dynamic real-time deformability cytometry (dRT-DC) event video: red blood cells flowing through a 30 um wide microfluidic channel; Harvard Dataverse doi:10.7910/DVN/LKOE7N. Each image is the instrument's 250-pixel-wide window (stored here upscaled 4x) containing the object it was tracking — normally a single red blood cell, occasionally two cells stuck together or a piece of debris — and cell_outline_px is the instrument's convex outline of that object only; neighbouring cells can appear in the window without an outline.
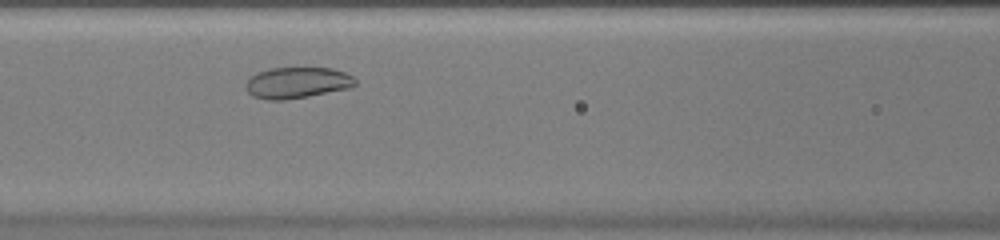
{"species": "common noctule bat (a hibernating species)", "species_latin": "Nyctalus noctula", "temperature_condition": "warm", "stored_images_in_passage": 27, "camera_frame_rate_fps": 3000, "um_per_image_px": 0.085, "animal": {"sex": "female", "body_mass_g": 20.0, "forearm_length_mm": 54.0}, "frame": {"image": 1, "passage_image": 8, "time_ms": 2.333, "image_size_px": [1000, 240], "cell_outline_px": [[356, 84], [352, 88], [308, 96], [284, 100], [268, 100], [252, 96], [244, 88], [244, 84], [256, 72], [272, 68], [332, 68], [344, 72], [352, 76], [356, 80]], "centroid_in_image_um": [25.25, 7.04], "position_along_channel_um": 141.4, "area_um2": 20.0}}
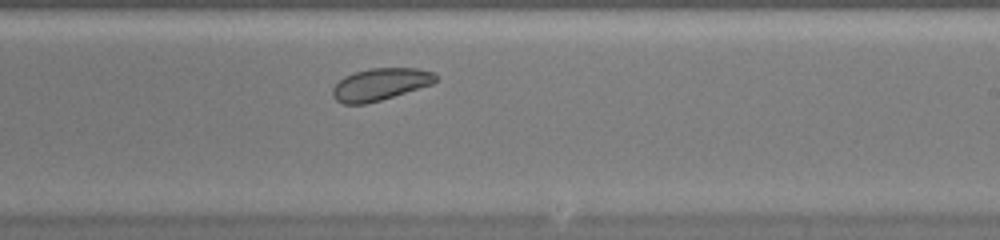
{"frame": {"image": 2, "passage_image": 16, "time_ms": 5.0, "image_size_px": [1000, 240], "cell_outline_px": [[440, 76], [432, 84], [380, 100], [364, 104], [344, 104], [336, 100], [332, 96], [332, 88], [344, 76], [368, 68], [416, 68], [432, 72]], "centroid_in_image_um": [32.31, 7.16], "position_along_channel_um": 256.7, "area_um2": 19.19}}
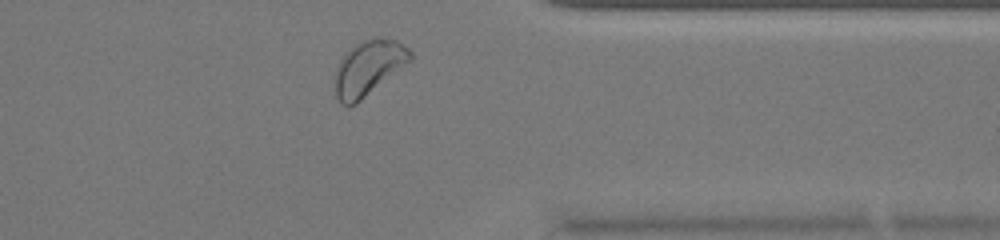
{"frame": {"image": 3, "passage_image": 25, "time_ms": 8.0, "image_size_px": [1000, 240], "cell_outline_px": [[412, 60], [356, 104], [340, 104], [336, 96], [336, 68], [340, 60], [360, 40], [376, 36], [396, 40], [408, 48], [412, 52]], "centroid_in_image_um": [31.35, 5.74], "position_along_channel_um": 380.0, "area_um2": 23.87}}